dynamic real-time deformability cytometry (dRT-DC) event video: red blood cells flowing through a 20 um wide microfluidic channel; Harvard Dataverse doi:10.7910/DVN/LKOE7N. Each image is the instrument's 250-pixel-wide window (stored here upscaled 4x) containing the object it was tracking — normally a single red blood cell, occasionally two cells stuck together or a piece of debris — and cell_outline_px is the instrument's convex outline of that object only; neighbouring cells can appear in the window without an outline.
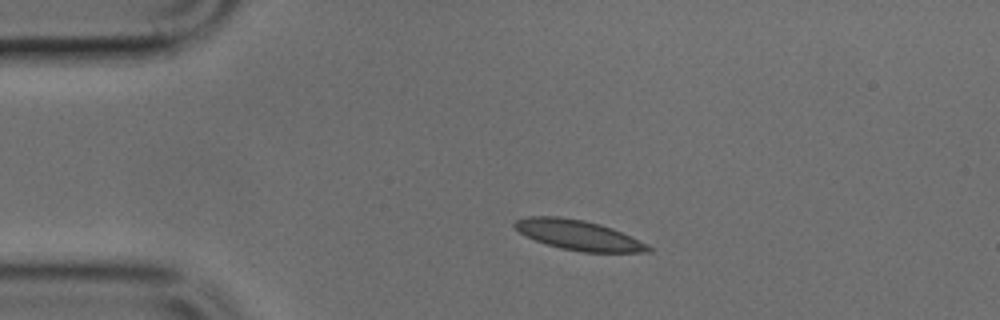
{"species": "common noctule bat (a hibernating species)", "species_latin": "Nyctalus noctula", "temperature_condition": "cold", "stored_images_in_passage": 40, "camera_frame_rate_fps": 3000, "um_per_image_px": 0.085, "animal": {"sex": "male", "body_mass_g": 17.9, "forearm_length_mm": 54.2}, "frame": {"image": 1, "passage_image": 1, "time_ms": 0.0, "image_size_px": [1000, 320], "cell_outline_px": [[652, 252], [580, 252], [560, 248], [536, 240], [520, 232], [512, 224], [516, 220], [528, 216], [560, 216], [584, 220], [600, 224], [612, 228], [648, 244], [652, 248]], "centroid_in_image_um": [49.18, 19.98], "position_along_channel_um": 35.8, "area_um2": 23.18}}
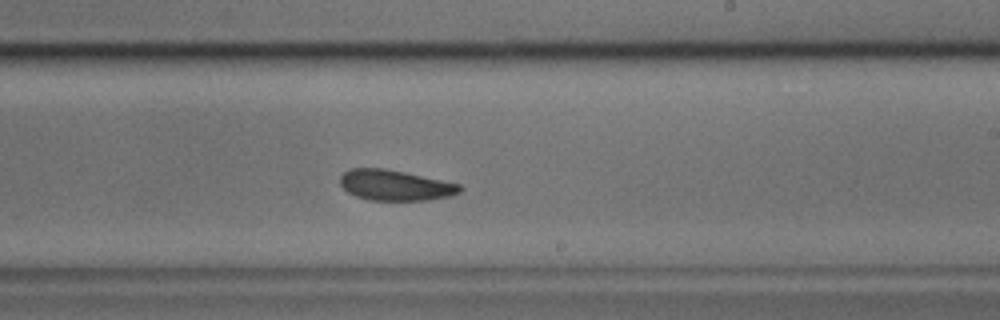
{"frame": {"image": 2, "passage_image": 20, "time_ms": 6.333, "image_size_px": [1000, 320], "cell_outline_px": [[464, 188], [460, 192], [452, 196], [428, 200], [368, 200], [356, 196], [348, 192], [340, 184], [340, 176], [344, 172], [352, 168], [384, 168], [404, 172], [460, 184]], "centroid_in_image_um": [33.6, 15.75], "position_along_channel_um": 255.4, "area_um2": 21.33}}
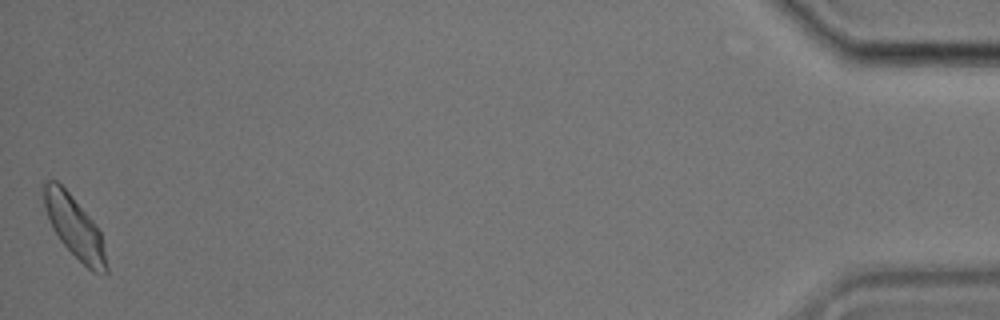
{"frame": {"image": 3, "passage_image": 40, "time_ms": 13.0, "image_size_px": [1000, 320], "cell_outline_px": [[108, 272], [92, 272], [60, 240], [52, 228], [44, 208], [44, 184], [48, 180], [56, 180], [68, 192], [92, 220], [100, 232], [108, 268]], "centroid_in_image_um": [6.32, 19.3], "position_along_channel_um": 428.9, "area_um2": 21.73}}